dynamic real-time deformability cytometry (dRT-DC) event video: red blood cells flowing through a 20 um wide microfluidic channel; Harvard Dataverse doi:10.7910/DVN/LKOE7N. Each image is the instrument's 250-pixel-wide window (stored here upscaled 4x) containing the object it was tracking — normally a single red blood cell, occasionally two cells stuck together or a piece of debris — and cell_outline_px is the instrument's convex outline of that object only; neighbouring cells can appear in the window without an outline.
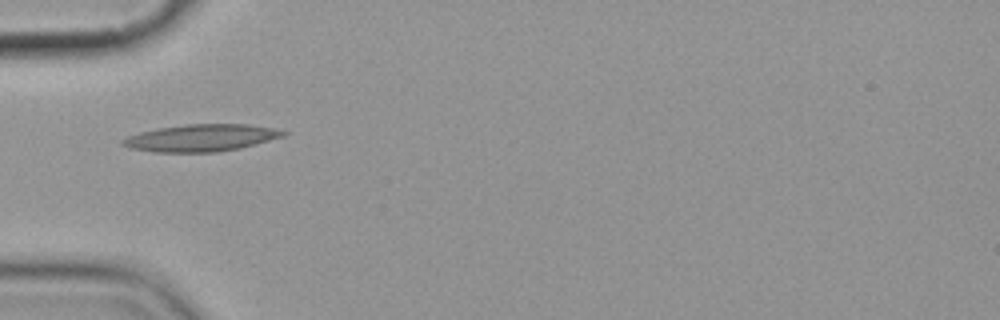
{"species": "common noctule bat (a hibernating species)", "species_latin": "Nyctalus noctula", "temperature_condition": "cold", "stored_images_in_passage": 3, "camera_frame_rate_fps": 3000, "um_per_image_px": 0.085, "animal": {"sex": "female", "body_mass_g": 19.9}, "frame": {"image": 1, "passage_image": 1, "time_ms": 0.0, "image_size_px": [1000, 320], "cell_outline_px": [[288, 132], [284, 136], [240, 148], [216, 152], [152, 152], [128, 148], [120, 144], [120, 140], [128, 136], [140, 132], [156, 128], [184, 124], [248, 124], [272, 128]], "centroid_in_image_um": [17.03, 11.72], "position_along_channel_um": 68.0, "area_um2": 25.43}}
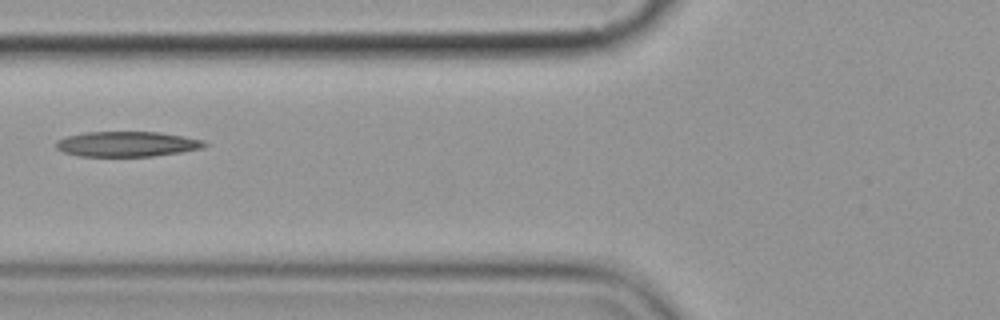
{"frame": {"image": 2, "passage_image": 2, "time_ms": 1.333, "image_size_px": [1000, 320], "cell_outline_px": [[208, 144], [204, 148], [180, 152], [152, 156], [80, 156], [64, 152], [56, 148], [56, 140], [64, 136], [84, 132], [160, 132], [184, 136], [204, 140]], "centroid_in_image_um": [10.79, 12.23], "position_along_channel_um": 115.0, "area_um2": 21.91}}
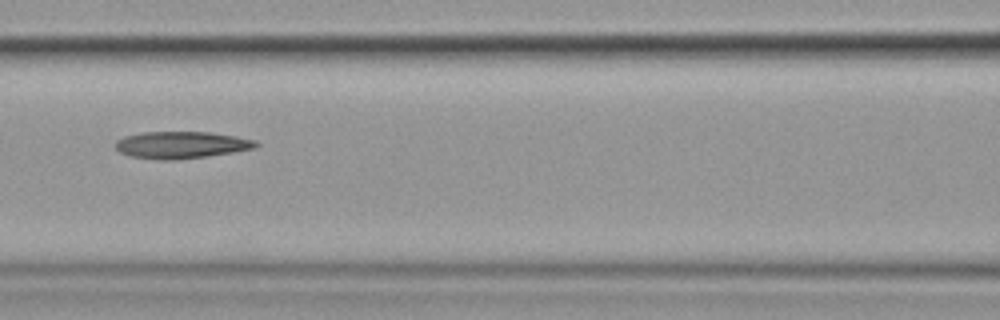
{"frame": {"image": 3, "passage_image": 3, "time_ms": 2.333, "image_size_px": [1000, 320], "cell_outline_px": [[260, 144], [256, 148], [232, 152], [204, 156], [172, 160], [164, 160], [132, 156], [120, 152], [116, 148], [116, 140], [124, 136], [144, 132], [212, 132], [236, 136], [256, 140]], "centroid_in_image_um": [15.44, 12.3], "position_along_channel_um": 151.2, "area_um2": 21.91}}